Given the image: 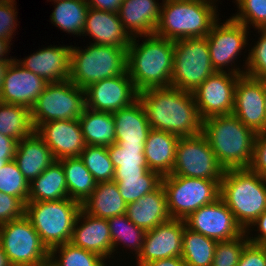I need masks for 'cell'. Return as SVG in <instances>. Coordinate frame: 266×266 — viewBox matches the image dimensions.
I'll list each match as a JSON object with an SVG mask.
<instances>
[{"mask_svg":"<svg viewBox=\"0 0 266 266\" xmlns=\"http://www.w3.org/2000/svg\"><path fill=\"white\" fill-rule=\"evenodd\" d=\"M151 129L179 137L202 133V123L192 92L172 86L149 88L138 93Z\"/></svg>","mask_w":266,"mask_h":266,"instance_id":"6da1fadb","label":"cell"},{"mask_svg":"<svg viewBox=\"0 0 266 266\" xmlns=\"http://www.w3.org/2000/svg\"><path fill=\"white\" fill-rule=\"evenodd\" d=\"M133 37L127 49V72L138 92L171 86L174 41L156 35Z\"/></svg>","mask_w":266,"mask_h":266,"instance_id":"7a4b0ae2","label":"cell"},{"mask_svg":"<svg viewBox=\"0 0 266 266\" xmlns=\"http://www.w3.org/2000/svg\"><path fill=\"white\" fill-rule=\"evenodd\" d=\"M202 134L225 170L250 168L257 133L233 113L203 120Z\"/></svg>","mask_w":266,"mask_h":266,"instance_id":"3957f363","label":"cell"},{"mask_svg":"<svg viewBox=\"0 0 266 266\" xmlns=\"http://www.w3.org/2000/svg\"><path fill=\"white\" fill-rule=\"evenodd\" d=\"M217 0H163L155 35L168 40L206 37L219 19Z\"/></svg>","mask_w":266,"mask_h":266,"instance_id":"277c9868","label":"cell"},{"mask_svg":"<svg viewBox=\"0 0 266 266\" xmlns=\"http://www.w3.org/2000/svg\"><path fill=\"white\" fill-rule=\"evenodd\" d=\"M220 198L245 231L266 210V178L250 168L227 169L220 182Z\"/></svg>","mask_w":266,"mask_h":266,"instance_id":"5b68a950","label":"cell"},{"mask_svg":"<svg viewBox=\"0 0 266 266\" xmlns=\"http://www.w3.org/2000/svg\"><path fill=\"white\" fill-rule=\"evenodd\" d=\"M91 44L71 48L69 80L79 88L127 72V50L117 46Z\"/></svg>","mask_w":266,"mask_h":266,"instance_id":"8992f818","label":"cell"},{"mask_svg":"<svg viewBox=\"0 0 266 266\" xmlns=\"http://www.w3.org/2000/svg\"><path fill=\"white\" fill-rule=\"evenodd\" d=\"M80 210L81 203L71 198L25 204V216L49 251L70 242Z\"/></svg>","mask_w":266,"mask_h":266,"instance_id":"52a82bcc","label":"cell"},{"mask_svg":"<svg viewBox=\"0 0 266 266\" xmlns=\"http://www.w3.org/2000/svg\"><path fill=\"white\" fill-rule=\"evenodd\" d=\"M171 86L194 92L209 76L216 73L209 54L206 37L174 41Z\"/></svg>","mask_w":266,"mask_h":266,"instance_id":"ba28073f","label":"cell"},{"mask_svg":"<svg viewBox=\"0 0 266 266\" xmlns=\"http://www.w3.org/2000/svg\"><path fill=\"white\" fill-rule=\"evenodd\" d=\"M220 182L177 175L162 177L167 208L172 219L185 220L200 207L220 198Z\"/></svg>","mask_w":266,"mask_h":266,"instance_id":"9c48e42d","label":"cell"},{"mask_svg":"<svg viewBox=\"0 0 266 266\" xmlns=\"http://www.w3.org/2000/svg\"><path fill=\"white\" fill-rule=\"evenodd\" d=\"M86 109L85 89L71 80L48 83L31 108V120L36 129L52 120L78 119Z\"/></svg>","mask_w":266,"mask_h":266,"instance_id":"30bf717a","label":"cell"},{"mask_svg":"<svg viewBox=\"0 0 266 266\" xmlns=\"http://www.w3.org/2000/svg\"><path fill=\"white\" fill-rule=\"evenodd\" d=\"M0 244L9 264L49 265L50 251L25 215L0 225Z\"/></svg>","mask_w":266,"mask_h":266,"instance_id":"8fae6325","label":"cell"},{"mask_svg":"<svg viewBox=\"0 0 266 266\" xmlns=\"http://www.w3.org/2000/svg\"><path fill=\"white\" fill-rule=\"evenodd\" d=\"M224 171L202 133L179 138L170 175L221 181Z\"/></svg>","mask_w":266,"mask_h":266,"instance_id":"7c38bea8","label":"cell"},{"mask_svg":"<svg viewBox=\"0 0 266 266\" xmlns=\"http://www.w3.org/2000/svg\"><path fill=\"white\" fill-rule=\"evenodd\" d=\"M248 28L235 21L232 17L224 23H219V19L213 24L211 31L206 36L211 63L216 72H230L244 75L245 70H241L235 64L238 55L248 45ZM234 63V66H233ZM229 66H233L230 70ZM229 67L228 71L224 70Z\"/></svg>","mask_w":266,"mask_h":266,"instance_id":"4fadbf2b","label":"cell"},{"mask_svg":"<svg viewBox=\"0 0 266 266\" xmlns=\"http://www.w3.org/2000/svg\"><path fill=\"white\" fill-rule=\"evenodd\" d=\"M240 76L230 72H216L193 92L202 120L233 113L235 86Z\"/></svg>","mask_w":266,"mask_h":266,"instance_id":"5bb4252c","label":"cell"},{"mask_svg":"<svg viewBox=\"0 0 266 266\" xmlns=\"http://www.w3.org/2000/svg\"><path fill=\"white\" fill-rule=\"evenodd\" d=\"M184 221L190 230L216 241L232 240L245 232L221 198L200 207Z\"/></svg>","mask_w":266,"mask_h":266,"instance_id":"9a60e30c","label":"cell"},{"mask_svg":"<svg viewBox=\"0 0 266 266\" xmlns=\"http://www.w3.org/2000/svg\"><path fill=\"white\" fill-rule=\"evenodd\" d=\"M136 90L128 72L106 78L85 88L86 108L114 113L138 100Z\"/></svg>","mask_w":266,"mask_h":266,"instance_id":"2e32d148","label":"cell"},{"mask_svg":"<svg viewBox=\"0 0 266 266\" xmlns=\"http://www.w3.org/2000/svg\"><path fill=\"white\" fill-rule=\"evenodd\" d=\"M233 114L256 133L266 132L264 80L241 75L235 86Z\"/></svg>","mask_w":266,"mask_h":266,"instance_id":"e0dca14e","label":"cell"},{"mask_svg":"<svg viewBox=\"0 0 266 266\" xmlns=\"http://www.w3.org/2000/svg\"><path fill=\"white\" fill-rule=\"evenodd\" d=\"M184 220L170 219L146 232L141 253L136 257V266L156 260L181 257Z\"/></svg>","mask_w":266,"mask_h":266,"instance_id":"ac0fdd59","label":"cell"},{"mask_svg":"<svg viewBox=\"0 0 266 266\" xmlns=\"http://www.w3.org/2000/svg\"><path fill=\"white\" fill-rule=\"evenodd\" d=\"M47 84L45 79L25 69L15 58L6 69L0 102L21 105L31 110Z\"/></svg>","mask_w":266,"mask_h":266,"instance_id":"d6986e66","label":"cell"},{"mask_svg":"<svg viewBox=\"0 0 266 266\" xmlns=\"http://www.w3.org/2000/svg\"><path fill=\"white\" fill-rule=\"evenodd\" d=\"M35 132L51 149L56 160L80 157L86 146L79 119L52 120L40 124Z\"/></svg>","mask_w":266,"mask_h":266,"instance_id":"ffe728a7","label":"cell"},{"mask_svg":"<svg viewBox=\"0 0 266 266\" xmlns=\"http://www.w3.org/2000/svg\"><path fill=\"white\" fill-rule=\"evenodd\" d=\"M70 243L101 256L105 261L110 259L112 239L108 220L89 215L81 208L74 223Z\"/></svg>","mask_w":266,"mask_h":266,"instance_id":"44dd1931","label":"cell"},{"mask_svg":"<svg viewBox=\"0 0 266 266\" xmlns=\"http://www.w3.org/2000/svg\"><path fill=\"white\" fill-rule=\"evenodd\" d=\"M72 46H48L16 61L48 83L69 80Z\"/></svg>","mask_w":266,"mask_h":266,"instance_id":"7402d4cb","label":"cell"},{"mask_svg":"<svg viewBox=\"0 0 266 266\" xmlns=\"http://www.w3.org/2000/svg\"><path fill=\"white\" fill-rule=\"evenodd\" d=\"M82 36L93 37L92 44L117 46L125 50L128 49L132 39L125 31L118 13L91 7L87 13Z\"/></svg>","mask_w":266,"mask_h":266,"instance_id":"603a6c76","label":"cell"},{"mask_svg":"<svg viewBox=\"0 0 266 266\" xmlns=\"http://www.w3.org/2000/svg\"><path fill=\"white\" fill-rule=\"evenodd\" d=\"M162 3L156 0H125L118 15L131 38L155 35L160 20Z\"/></svg>","mask_w":266,"mask_h":266,"instance_id":"cb8c5ba5","label":"cell"},{"mask_svg":"<svg viewBox=\"0 0 266 266\" xmlns=\"http://www.w3.org/2000/svg\"><path fill=\"white\" fill-rule=\"evenodd\" d=\"M55 160L51 149L35 131L17 142L14 161L29 183Z\"/></svg>","mask_w":266,"mask_h":266,"instance_id":"d4e9b609","label":"cell"},{"mask_svg":"<svg viewBox=\"0 0 266 266\" xmlns=\"http://www.w3.org/2000/svg\"><path fill=\"white\" fill-rule=\"evenodd\" d=\"M126 215L133 224L145 231L170 220L163 185L137 201L127 204Z\"/></svg>","mask_w":266,"mask_h":266,"instance_id":"484cf974","label":"cell"},{"mask_svg":"<svg viewBox=\"0 0 266 266\" xmlns=\"http://www.w3.org/2000/svg\"><path fill=\"white\" fill-rule=\"evenodd\" d=\"M112 115L117 145H145L151 127L139 100Z\"/></svg>","mask_w":266,"mask_h":266,"instance_id":"4316f807","label":"cell"},{"mask_svg":"<svg viewBox=\"0 0 266 266\" xmlns=\"http://www.w3.org/2000/svg\"><path fill=\"white\" fill-rule=\"evenodd\" d=\"M179 136L151 129L145 141L144 155L149 170L162 177L170 175L175 164Z\"/></svg>","mask_w":266,"mask_h":266,"instance_id":"83f0119b","label":"cell"},{"mask_svg":"<svg viewBox=\"0 0 266 266\" xmlns=\"http://www.w3.org/2000/svg\"><path fill=\"white\" fill-rule=\"evenodd\" d=\"M81 208L89 215L108 219L126 214L127 204L124 202L115 181L98 182L95 190L81 204Z\"/></svg>","mask_w":266,"mask_h":266,"instance_id":"f1b7e54d","label":"cell"},{"mask_svg":"<svg viewBox=\"0 0 266 266\" xmlns=\"http://www.w3.org/2000/svg\"><path fill=\"white\" fill-rule=\"evenodd\" d=\"M69 198L63 166L55 160L29 183L28 202L52 201Z\"/></svg>","mask_w":266,"mask_h":266,"instance_id":"f546056e","label":"cell"},{"mask_svg":"<svg viewBox=\"0 0 266 266\" xmlns=\"http://www.w3.org/2000/svg\"><path fill=\"white\" fill-rule=\"evenodd\" d=\"M78 119L86 145L107 147L116 142L112 113L86 108Z\"/></svg>","mask_w":266,"mask_h":266,"instance_id":"4dcf8cb0","label":"cell"},{"mask_svg":"<svg viewBox=\"0 0 266 266\" xmlns=\"http://www.w3.org/2000/svg\"><path fill=\"white\" fill-rule=\"evenodd\" d=\"M59 161L65 172L69 198L82 204L95 190L97 182L80 157H67Z\"/></svg>","mask_w":266,"mask_h":266,"instance_id":"1f68e13d","label":"cell"},{"mask_svg":"<svg viewBox=\"0 0 266 266\" xmlns=\"http://www.w3.org/2000/svg\"><path fill=\"white\" fill-rule=\"evenodd\" d=\"M50 14L51 23L60 30L81 36L89 10L86 0H57Z\"/></svg>","mask_w":266,"mask_h":266,"instance_id":"d6a6232c","label":"cell"},{"mask_svg":"<svg viewBox=\"0 0 266 266\" xmlns=\"http://www.w3.org/2000/svg\"><path fill=\"white\" fill-rule=\"evenodd\" d=\"M216 240L185 226L182 236V259L186 266H211Z\"/></svg>","mask_w":266,"mask_h":266,"instance_id":"836d02e7","label":"cell"},{"mask_svg":"<svg viewBox=\"0 0 266 266\" xmlns=\"http://www.w3.org/2000/svg\"><path fill=\"white\" fill-rule=\"evenodd\" d=\"M35 131L31 110L21 105L0 102V133L20 141Z\"/></svg>","mask_w":266,"mask_h":266,"instance_id":"e575fe53","label":"cell"},{"mask_svg":"<svg viewBox=\"0 0 266 266\" xmlns=\"http://www.w3.org/2000/svg\"><path fill=\"white\" fill-rule=\"evenodd\" d=\"M112 239V258L117 251L118 245L128 247L135 252V258L141 253L146 232L144 229L137 227L127 217L126 214L114 216L107 219ZM122 243V244H121Z\"/></svg>","mask_w":266,"mask_h":266,"instance_id":"d590c367","label":"cell"},{"mask_svg":"<svg viewBox=\"0 0 266 266\" xmlns=\"http://www.w3.org/2000/svg\"><path fill=\"white\" fill-rule=\"evenodd\" d=\"M106 264L101 256L67 242L50 250L48 266H107Z\"/></svg>","mask_w":266,"mask_h":266,"instance_id":"8d00e7d4","label":"cell"},{"mask_svg":"<svg viewBox=\"0 0 266 266\" xmlns=\"http://www.w3.org/2000/svg\"><path fill=\"white\" fill-rule=\"evenodd\" d=\"M80 158L97 183L113 181L115 168L106 146L86 145Z\"/></svg>","mask_w":266,"mask_h":266,"instance_id":"74e56055","label":"cell"},{"mask_svg":"<svg viewBox=\"0 0 266 266\" xmlns=\"http://www.w3.org/2000/svg\"><path fill=\"white\" fill-rule=\"evenodd\" d=\"M126 204L132 203L144 195L156 190L162 184V176L149 170L143 177L124 178L113 180Z\"/></svg>","mask_w":266,"mask_h":266,"instance_id":"f35d334b","label":"cell"},{"mask_svg":"<svg viewBox=\"0 0 266 266\" xmlns=\"http://www.w3.org/2000/svg\"><path fill=\"white\" fill-rule=\"evenodd\" d=\"M0 191L28 202L29 182L23 176L14 160L0 168Z\"/></svg>","mask_w":266,"mask_h":266,"instance_id":"ab89813d","label":"cell"},{"mask_svg":"<svg viewBox=\"0 0 266 266\" xmlns=\"http://www.w3.org/2000/svg\"><path fill=\"white\" fill-rule=\"evenodd\" d=\"M144 148L145 145L119 146L116 143L107 146L115 169L148 168Z\"/></svg>","mask_w":266,"mask_h":266,"instance_id":"60d3db41","label":"cell"},{"mask_svg":"<svg viewBox=\"0 0 266 266\" xmlns=\"http://www.w3.org/2000/svg\"><path fill=\"white\" fill-rule=\"evenodd\" d=\"M237 14L232 18L250 29L251 25L256 30L266 29V0H235ZM250 25V27H249Z\"/></svg>","mask_w":266,"mask_h":266,"instance_id":"b9f144b4","label":"cell"},{"mask_svg":"<svg viewBox=\"0 0 266 266\" xmlns=\"http://www.w3.org/2000/svg\"><path fill=\"white\" fill-rule=\"evenodd\" d=\"M248 243L245 232L235 239L218 241L211 266H238L243 249Z\"/></svg>","mask_w":266,"mask_h":266,"instance_id":"7bdbcfd3","label":"cell"},{"mask_svg":"<svg viewBox=\"0 0 266 266\" xmlns=\"http://www.w3.org/2000/svg\"><path fill=\"white\" fill-rule=\"evenodd\" d=\"M257 32L260 37L251 50H248L249 53L243 66H245L247 76L266 80V29Z\"/></svg>","mask_w":266,"mask_h":266,"instance_id":"ee69618b","label":"cell"},{"mask_svg":"<svg viewBox=\"0 0 266 266\" xmlns=\"http://www.w3.org/2000/svg\"><path fill=\"white\" fill-rule=\"evenodd\" d=\"M16 0H4L0 4V38L11 42L14 32L17 30Z\"/></svg>","mask_w":266,"mask_h":266,"instance_id":"f6af8a7d","label":"cell"},{"mask_svg":"<svg viewBox=\"0 0 266 266\" xmlns=\"http://www.w3.org/2000/svg\"><path fill=\"white\" fill-rule=\"evenodd\" d=\"M25 215V204L17 197L0 191V225Z\"/></svg>","mask_w":266,"mask_h":266,"instance_id":"bcb514c9","label":"cell"},{"mask_svg":"<svg viewBox=\"0 0 266 266\" xmlns=\"http://www.w3.org/2000/svg\"><path fill=\"white\" fill-rule=\"evenodd\" d=\"M238 266H266V245L249 242L243 249Z\"/></svg>","mask_w":266,"mask_h":266,"instance_id":"7dc6e473","label":"cell"},{"mask_svg":"<svg viewBox=\"0 0 266 266\" xmlns=\"http://www.w3.org/2000/svg\"><path fill=\"white\" fill-rule=\"evenodd\" d=\"M250 169L262 178H266V132L256 135Z\"/></svg>","mask_w":266,"mask_h":266,"instance_id":"c3c4849f","label":"cell"},{"mask_svg":"<svg viewBox=\"0 0 266 266\" xmlns=\"http://www.w3.org/2000/svg\"><path fill=\"white\" fill-rule=\"evenodd\" d=\"M256 226L257 230L254 229ZM251 230L257 231L258 234L251 237ZM245 234L250 243L266 245V210L245 230Z\"/></svg>","mask_w":266,"mask_h":266,"instance_id":"681fc988","label":"cell"},{"mask_svg":"<svg viewBox=\"0 0 266 266\" xmlns=\"http://www.w3.org/2000/svg\"><path fill=\"white\" fill-rule=\"evenodd\" d=\"M17 140L0 133V168L8 161L14 160L17 148Z\"/></svg>","mask_w":266,"mask_h":266,"instance_id":"f907efd6","label":"cell"},{"mask_svg":"<svg viewBox=\"0 0 266 266\" xmlns=\"http://www.w3.org/2000/svg\"><path fill=\"white\" fill-rule=\"evenodd\" d=\"M89 7L97 10L118 13L121 0H86Z\"/></svg>","mask_w":266,"mask_h":266,"instance_id":"816d5d0a","label":"cell"},{"mask_svg":"<svg viewBox=\"0 0 266 266\" xmlns=\"http://www.w3.org/2000/svg\"><path fill=\"white\" fill-rule=\"evenodd\" d=\"M149 168H130V169H115L113 180H124V178L143 177Z\"/></svg>","mask_w":266,"mask_h":266,"instance_id":"f5cc1de1","label":"cell"},{"mask_svg":"<svg viewBox=\"0 0 266 266\" xmlns=\"http://www.w3.org/2000/svg\"><path fill=\"white\" fill-rule=\"evenodd\" d=\"M143 266H186V265L182 257H170V258L156 260L153 262H148Z\"/></svg>","mask_w":266,"mask_h":266,"instance_id":"db71d44e","label":"cell"},{"mask_svg":"<svg viewBox=\"0 0 266 266\" xmlns=\"http://www.w3.org/2000/svg\"><path fill=\"white\" fill-rule=\"evenodd\" d=\"M12 43H10L9 40L0 38V60L2 61H13L15 58L12 59L10 56L6 58L8 51L10 50V46ZM5 55V56H4ZM9 58V59H8Z\"/></svg>","mask_w":266,"mask_h":266,"instance_id":"11a10c76","label":"cell"},{"mask_svg":"<svg viewBox=\"0 0 266 266\" xmlns=\"http://www.w3.org/2000/svg\"><path fill=\"white\" fill-rule=\"evenodd\" d=\"M10 62L11 61H2V60H0V92H1V88H2L4 75H5L6 69H7V67H8Z\"/></svg>","mask_w":266,"mask_h":266,"instance_id":"9f6ffc18","label":"cell"},{"mask_svg":"<svg viewBox=\"0 0 266 266\" xmlns=\"http://www.w3.org/2000/svg\"><path fill=\"white\" fill-rule=\"evenodd\" d=\"M8 265H9V262L6 258V254L4 253L3 248L0 244V266H8Z\"/></svg>","mask_w":266,"mask_h":266,"instance_id":"6f0895ef","label":"cell"},{"mask_svg":"<svg viewBox=\"0 0 266 266\" xmlns=\"http://www.w3.org/2000/svg\"><path fill=\"white\" fill-rule=\"evenodd\" d=\"M8 266H48V265L9 264Z\"/></svg>","mask_w":266,"mask_h":266,"instance_id":"680465c9","label":"cell"},{"mask_svg":"<svg viewBox=\"0 0 266 266\" xmlns=\"http://www.w3.org/2000/svg\"><path fill=\"white\" fill-rule=\"evenodd\" d=\"M264 101H265V112H266V80H264Z\"/></svg>","mask_w":266,"mask_h":266,"instance_id":"91938a15","label":"cell"}]
</instances>
